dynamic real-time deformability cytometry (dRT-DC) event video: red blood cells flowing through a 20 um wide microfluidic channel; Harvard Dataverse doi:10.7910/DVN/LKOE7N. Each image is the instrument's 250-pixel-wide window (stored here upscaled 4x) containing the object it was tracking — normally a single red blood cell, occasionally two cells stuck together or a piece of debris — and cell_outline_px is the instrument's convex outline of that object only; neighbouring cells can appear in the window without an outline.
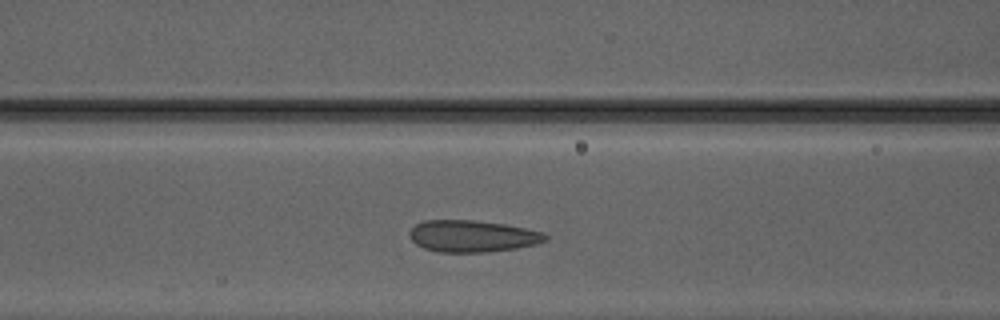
{"species": "Egyptian fruit bat (a non-hibernating species)", "species_latin": "Rousettus aegyptiacus", "temperature_condition": "warm", "stored_images_in_passage": 30, "camera_frame_rate_fps": 3000, "um_per_image_px": 0.085, "animal": {"sex": "male"}, "frame": {"image": 1, "passage_image": 10, "time_ms": 3.0, "image_size_px": [1000, 320], "cell_outline_px": [[548, 240], [536, 244], [516, 248], [488, 252], [440, 252], [424, 248], [416, 244], [408, 236], [408, 232], [416, 224], [424, 220], [472, 220], [504, 224], [544, 232], [548, 236]], "centroid_in_image_um": [40.15, 20.07], "position_along_channel_um": 126.5, "area_um2": 25.2}}
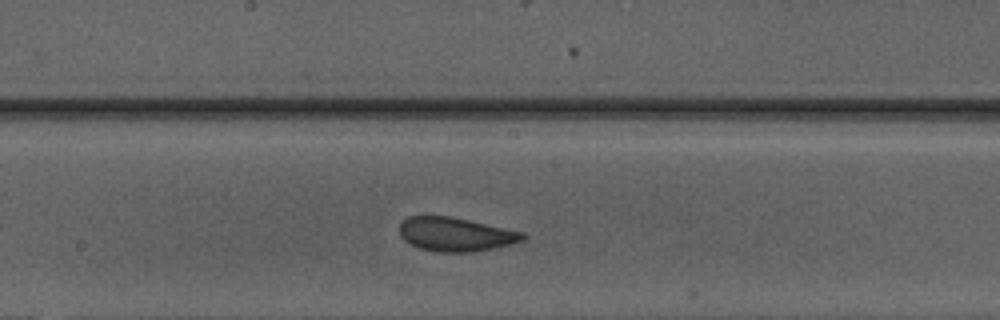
{"frame": {"image": 2, "passage_image": 16, "time_ms": 5.0, "image_size_px": [1000, 320], "cell_outline_px": [[528, 236], [524, 240], [512, 244], [472, 252], [440, 252], [420, 248], [404, 240], [400, 236], [400, 224], [408, 216], [448, 216], [468, 220], [524, 232]], "centroid_in_image_um": [38.75, 19.92], "position_along_channel_um": 209.5, "area_um2": 24.16}}
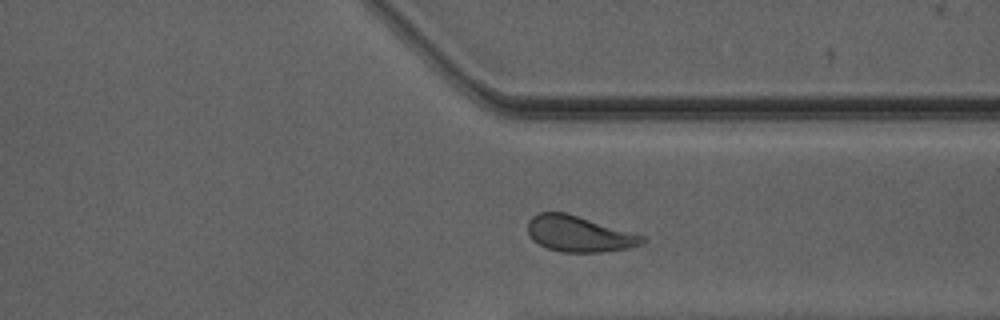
{"frame": {"image": 3, "passage_image": 27, "time_ms": 8.667, "image_size_px": [1000, 320], "cell_outline_px": [[648, 236], [640, 244], [628, 248], [600, 252], [560, 252], [548, 248], [532, 240], [528, 232], [528, 220], [532, 216], [540, 212], [568, 212]], "centroid_in_image_um": [49.24, 19.86], "position_along_channel_um": 362.2, "area_um2": 24.28}, "authors_computed_cell_mechanics": {"area_um2": 24.3627, "velocity_mm_per_s": 4.166, "shape_relaxation_time_tau1_ms": 3.4709, "shape_relaxation_time_tau2_ms": 0.6579, "deformation_change_tau1": 0.0993, "deformation_change_tau2": 0.0654}}